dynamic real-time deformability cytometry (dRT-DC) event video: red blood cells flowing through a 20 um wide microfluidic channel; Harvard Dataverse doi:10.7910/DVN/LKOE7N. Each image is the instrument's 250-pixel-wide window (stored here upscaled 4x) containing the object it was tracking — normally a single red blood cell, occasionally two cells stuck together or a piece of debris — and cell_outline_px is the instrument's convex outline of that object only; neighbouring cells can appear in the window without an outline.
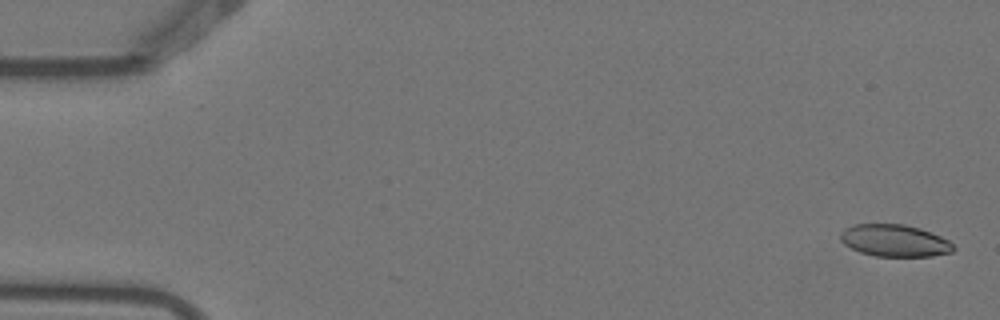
{"species": "Egyptian fruit bat (a non-hibernating species)", "species_latin": "Rousettus aegyptiacus", "temperature_condition": "warm", "stored_images_in_passage": 5, "camera_frame_rate_fps": 3000, "um_per_image_px": 0.085, "animal": {"sex": "female"}, "frame": {"image": 1, "passage_image": 1, "time_ms": 0.0, "image_size_px": [1000, 320], "cell_outline_px": [[956, 248], [952, 252], [932, 256], [876, 256], [860, 252], [844, 244], [840, 240], [840, 232], [844, 228], [852, 224], [904, 224], [920, 228], [940, 236], [948, 240]], "centroid_in_image_um": [76.02, 20.44], "position_along_channel_um": 9.0, "area_um2": 21.15}}
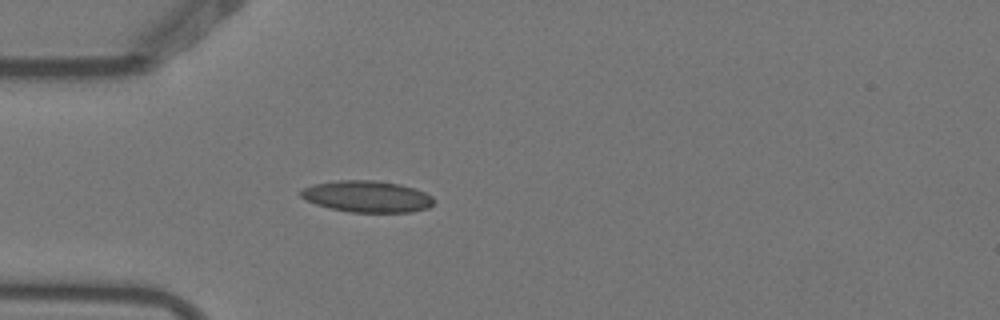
{"frame": {"image": 2, "passage_image": 5, "time_ms": 1.333, "image_size_px": [1000, 320], "cell_outline_px": [[436, 200], [428, 208], [412, 212], [348, 212], [316, 204], [300, 196], [300, 192], [304, 188], [312, 184], [340, 180], [372, 180], [400, 184], [424, 192], [432, 196]], "centroid_in_image_um": [31.22, 16.7], "position_along_channel_um": 53.8, "area_um2": 24.28}}